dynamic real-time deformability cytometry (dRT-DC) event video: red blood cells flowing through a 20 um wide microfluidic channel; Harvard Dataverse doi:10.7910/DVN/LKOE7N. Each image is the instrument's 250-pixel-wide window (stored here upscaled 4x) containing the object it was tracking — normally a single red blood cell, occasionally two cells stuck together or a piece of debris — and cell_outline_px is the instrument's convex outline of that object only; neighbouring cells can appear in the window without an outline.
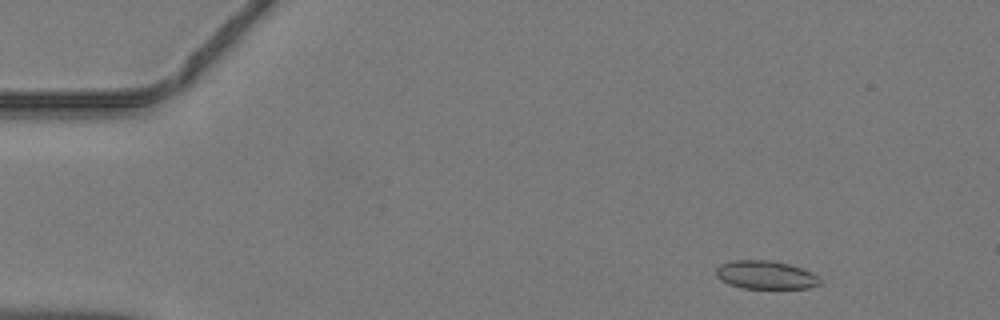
{"species": "common noctule bat (a hibernating species)", "species_latin": "Nyctalus noctula", "temperature_condition": "warm", "stored_images_in_passage": 45, "camera_frame_rate_fps": 3000, "um_per_image_px": 0.085, "animal": {"sex": "male", "body_mass_g": 19.2, "forearm_length_mm": 51.8}, "frame": {"image": 1, "passage_image": 4, "time_ms": 1.0, "image_size_px": [1000, 320], "cell_outline_px": [[820, 284], [808, 288], [740, 288], [728, 284], [720, 280], [716, 276], [716, 268], [720, 264], [732, 260], [768, 260], [788, 264], [812, 272], [820, 280]], "centroid_in_image_um": [65.02, 23.37], "position_along_channel_um": 20.0, "area_um2": 17.11}}
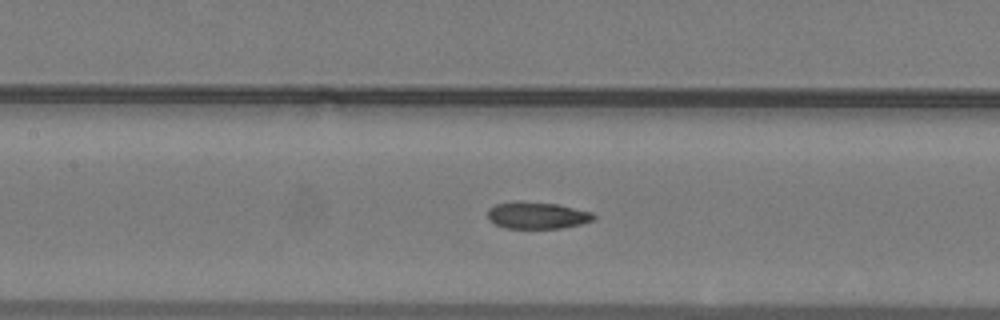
{"frame": {"image": 2, "passage_image": 20, "time_ms": 6.333, "image_size_px": [1000, 320], "cell_outline_px": [[596, 216], [592, 220], [580, 224], [560, 228], [504, 228], [488, 220], [488, 208], [496, 204], [516, 200], [520, 200], [556, 204], [592, 212]], "centroid_in_image_um": [45.61, 18.29], "position_along_channel_um": 161.8, "area_um2": 16.65}}
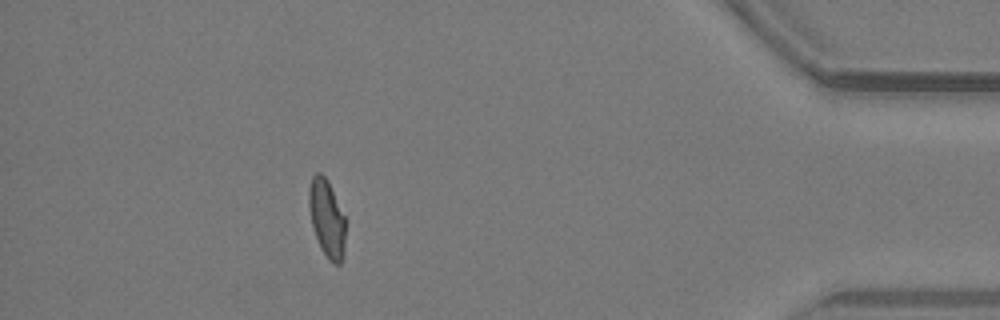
{"frame": {"image": 3, "passage_image": 40, "time_ms": 13.0, "image_size_px": [1000, 320], "cell_outline_px": [[344, 256], [340, 264], [332, 264], [328, 260], [320, 248], [312, 224], [308, 208], [308, 188], [312, 176], [316, 172], [320, 172], [328, 180], [344, 216]], "centroid_in_image_um": [27.76, 18.56], "position_along_channel_um": 407.4, "area_um2": 16.59}}